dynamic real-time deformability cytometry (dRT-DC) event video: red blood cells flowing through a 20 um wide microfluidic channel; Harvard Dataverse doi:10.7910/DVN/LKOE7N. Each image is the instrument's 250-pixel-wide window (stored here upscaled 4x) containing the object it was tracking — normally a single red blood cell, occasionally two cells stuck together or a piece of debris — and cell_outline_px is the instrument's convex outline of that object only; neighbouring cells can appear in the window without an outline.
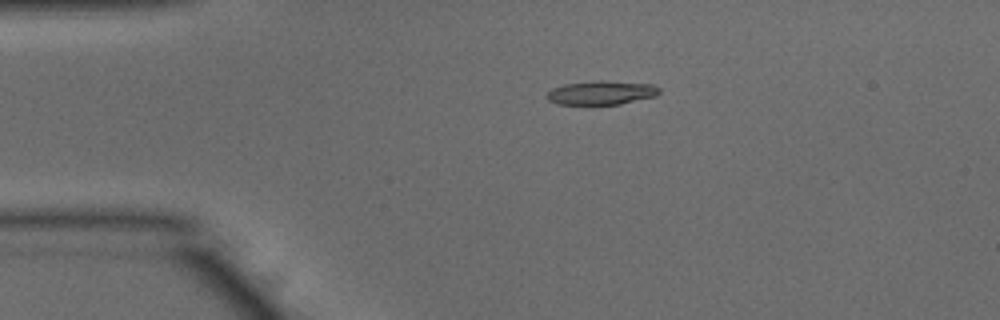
{"species": "common noctule bat (a hibernating species)", "species_latin": "Nyctalus noctula", "temperature_condition": "warm", "stored_images_in_passage": 36, "camera_frame_rate_fps": 3000, "um_per_image_px": 0.085, "animal": {"sex": "male", "body_mass_g": 15.6}, "frame": {"image": 1, "passage_image": 1, "time_ms": 0.0, "image_size_px": [1000, 320], "cell_outline_px": [[660, 92], [656, 96], [620, 104], [556, 104], [548, 100], [544, 96], [552, 88], [564, 84], [600, 80], [652, 84], [660, 88]], "centroid_in_image_um": [51.1, 7.88], "position_along_channel_um": 33.9, "area_um2": 15.66}}
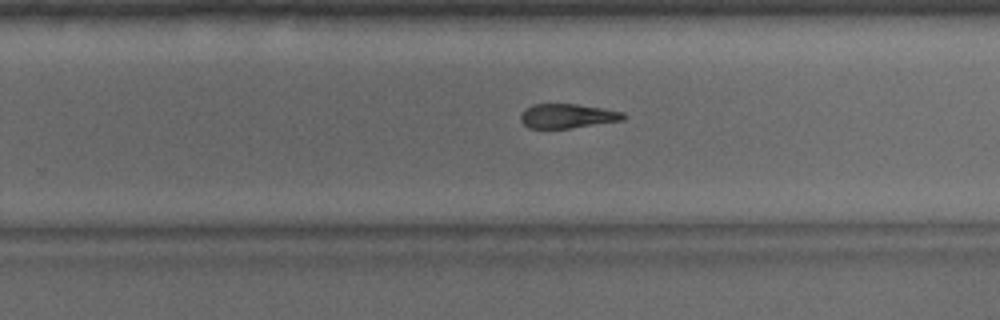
{"frame": {"image": 2, "passage_image": 23, "time_ms": 7.333, "image_size_px": [1000, 320], "cell_outline_px": [[628, 116], [624, 120], [572, 128], [528, 128], [520, 120], [520, 116], [524, 108], [532, 104], [576, 104], [604, 108], [624, 112]], "centroid_in_image_um": [48.25, 9.85], "position_along_channel_um": 281.5, "area_um2": 14.8}}
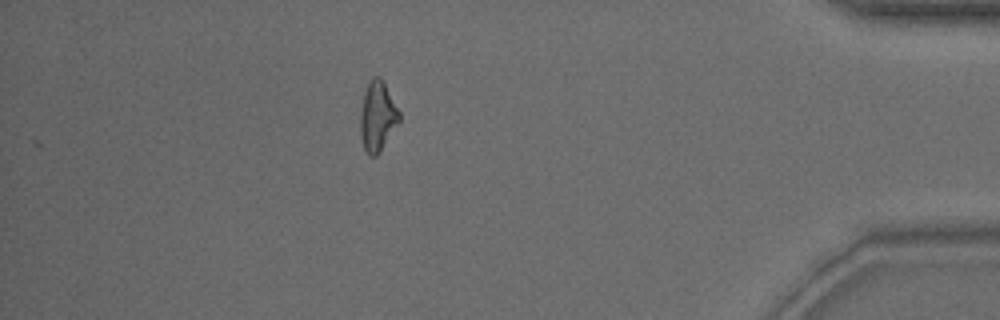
{"frame": {"image": 3, "passage_image": 36, "time_ms": 11.667, "image_size_px": [1000, 320], "cell_outline_px": [[400, 120], [380, 152], [376, 156], [368, 156], [364, 148], [360, 136], [360, 116], [364, 92], [368, 80], [372, 76], [380, 76], [400, 112]], "centroid_in_image_um": [32.07, 9.89], "position_along_channel_um": 403.1, "area_um2": 15.9}, "authors_computed_cell_mechanics": {"area_um2": 15.606, "velocity_mm_per_s": 3.8685, "shape_relaxation_time_tau1_ms": 5.0504, "shape_relaxation_time_tau2_ms": null, "deformation_change_tau1": 0.1922, "deformation_change_tau2": null}}